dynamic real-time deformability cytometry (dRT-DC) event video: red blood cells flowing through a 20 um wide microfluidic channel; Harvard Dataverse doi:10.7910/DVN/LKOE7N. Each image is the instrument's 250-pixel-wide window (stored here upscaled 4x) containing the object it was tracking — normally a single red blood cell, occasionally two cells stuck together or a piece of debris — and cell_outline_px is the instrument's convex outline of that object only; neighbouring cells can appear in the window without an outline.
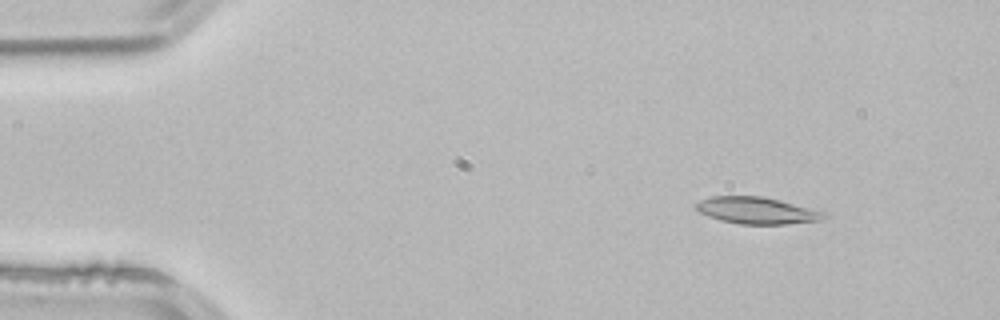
{"species": "common noctule bat (a hibernating species)", "species_latin": "Nyctalus noctula", "temperature_condition": "room temperature", "stored_images_in_passage": 4, "segment_of_instrument_passage": [1, 2], "camera_frame_rate_fps": 3000, "um_per_image_px": 0.085, "animal": {"sex": "male", "body_mass_g": 21.5, "forearm_length_mm": 52.0}, "frame": {"image": 1, "passage_image": 2, "time_ms": 0.333, "image_size_px": [1000, 320], "cell_outline_px": [[828, 216], [820, 220], [784, 224], [740, 224], [720, 220], [708, 216], [692, 208], [700, 200], [712, 196], [764, 196], [828, 212]], "centroid_in_image_um": [64.34, 17.88], "position_along_channel_um": 20.7, "area_um2": 20.11}}